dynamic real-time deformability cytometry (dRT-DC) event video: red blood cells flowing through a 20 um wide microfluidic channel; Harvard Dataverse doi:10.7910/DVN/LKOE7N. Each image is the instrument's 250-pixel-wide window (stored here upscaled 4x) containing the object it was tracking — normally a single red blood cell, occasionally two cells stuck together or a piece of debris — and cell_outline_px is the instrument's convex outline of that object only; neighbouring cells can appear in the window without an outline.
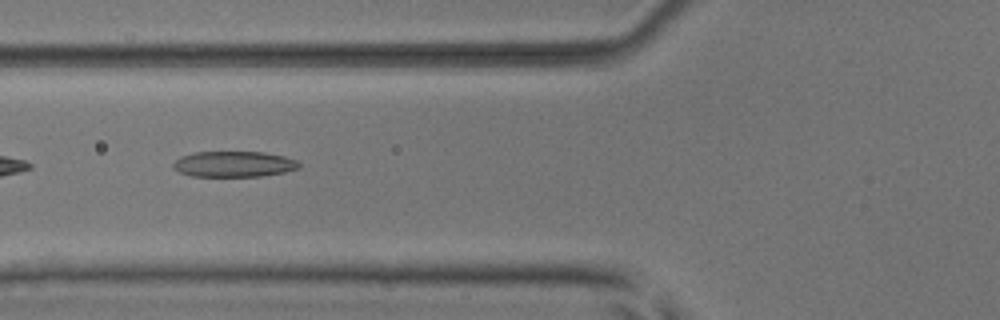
{"species": "common noctule bat (a hibernating species)", "species_latin": "Nyctalus noctula", "temperature_condition": "room temperature", "stored_images_in_passage": 6, "camera_frame_rate_fps": 3000, "um_per_image_px": 0.085, "animal": {"sex": "male", "body_mass_g": 17.9, "forearm_length_mm": 54.2}, "frame": {"image": 1, "passage_image": 5, "time_ms": 5.667, "image_size_px": [1000, 320], "cell_outline_px": [[300, 168], [284, 172], [260, 176], [192, 176], [180, 172], [172, 168], [172, 164], [180, 156], [192, 152], [264, 152], [284, 156], [296, 160], [300, 164]], "centroid_in_image_um": [19.86, 13.94], "position_along_channel_um": 105.9, "area_um2": 18.9}}
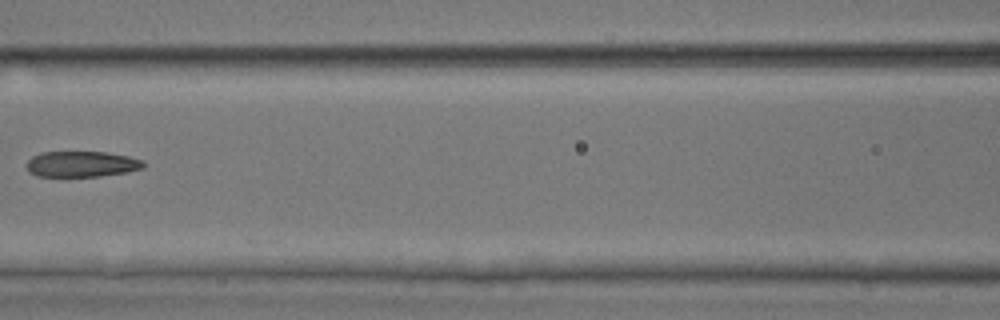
{"frame": {"image": 2, "passage_image": 6, "time_ms": 7.0, "image_size_px": [1000, 320], "cell_outline_px": [[144, 168], [128, 172], [100, 176], [68, 180], [36, 176], [28, 172], [28, 160], [32, 156], [40, 152], [108, 152], [128, 156], [144, 160]], "centroid_in_image_um": [6.9, 14.0], "position_along_channel_um": 159.7, "area_um2": 18.55}}